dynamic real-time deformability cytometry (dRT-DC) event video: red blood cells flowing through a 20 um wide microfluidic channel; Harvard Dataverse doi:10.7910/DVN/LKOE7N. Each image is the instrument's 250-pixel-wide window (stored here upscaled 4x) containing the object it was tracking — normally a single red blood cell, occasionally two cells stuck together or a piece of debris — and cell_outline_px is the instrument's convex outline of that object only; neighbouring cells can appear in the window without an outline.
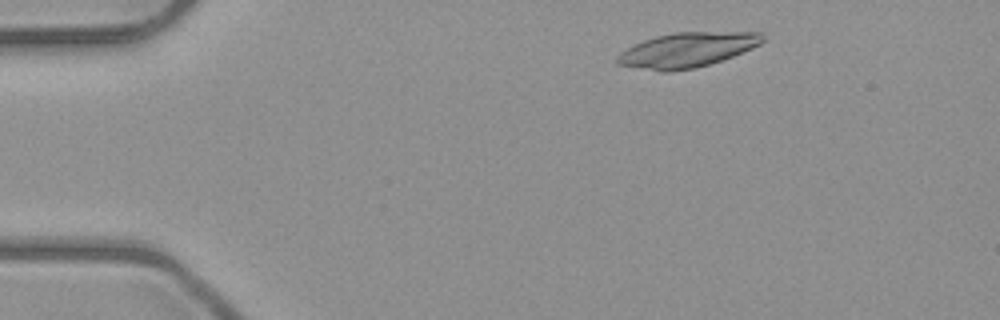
{"species": "common noctule bat (a hibernating species)", "species_latin": "Nyctalus noctula", "temperature_condition": "room temperature", "stored_images_in_passage": 4, "camera_frame_rate_fps": 3000, "um_per_image_px": 0.085, "animal": {"sex": "male", "body_mass_g": 23.1, "forearm_length_mm": 52.7}, "frame": {"image": 1, "passage_image": 1, "time_ms": 0.0, "image_size_px": [1000, 320], "cell_outline_px": [[764, 40], [760, 44], [752, 48], [732, 56], [696, 68], [672, 72], [664, 72], [616, 64], [616, 56], [620, 52], [644, 40], [656, 36], [672, 32], [764, 32]], "centroid_in_image_um": [58.4, 4.24], "position_along_channel_um": 26.6, "area_um2": 29.36}}